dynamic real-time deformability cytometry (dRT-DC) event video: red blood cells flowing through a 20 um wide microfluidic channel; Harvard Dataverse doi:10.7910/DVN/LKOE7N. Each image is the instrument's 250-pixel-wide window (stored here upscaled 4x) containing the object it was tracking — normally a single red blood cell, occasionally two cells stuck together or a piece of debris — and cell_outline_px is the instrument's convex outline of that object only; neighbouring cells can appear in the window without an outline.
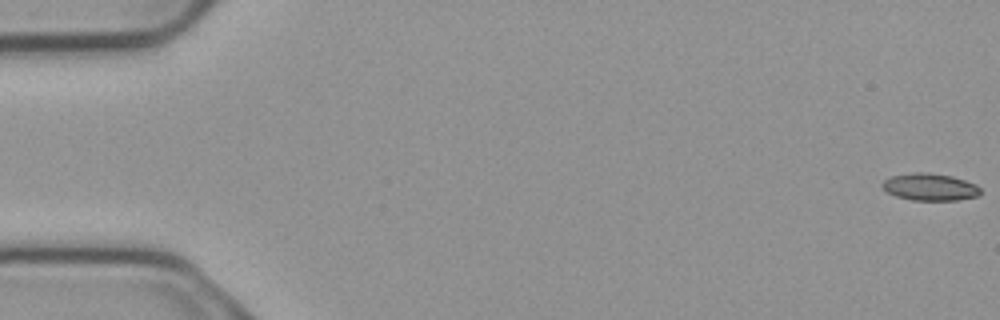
{"species": "common noctule bat (a hibernating species)", "species_latin": "Nyctalus noctula", "temperature_condition": "cold", "stored_images_in_passage": 7, "camera_frame_rate_fps": 3000, "um_per_image_px": 0.085, "animal": {"sex": "male", "body_mass_g": 23.1, "forearm_length_mm": 52.7}, "frame": {"image": 1, "passage_image": 1, "time_ms": 0.0, "image_size_px": [1000, 320], "cell_outline_px": [[980, 196], [956, 200], [912, 200], [896, 196], [888, 192], [880, 184], [884, 180], [892, 176], [916, 172], [924, 172], [952, 176], [976, 184], [980, 188]], "centroid_in_image_um": [79.06, 15.9], "position_along_channel_um": 5.9, "area_um2": 15.43}}
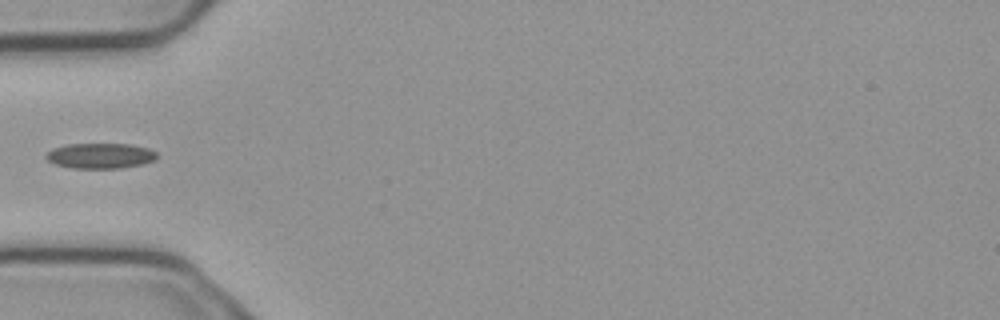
{"frame": {"image": 2, "passage_image": 6, "time_ms": 1.667, "image_size_px": [1000, 320], "cell_outline_px": [[156, 160], [144, 164], [120, 168], [72, 168], [56, 164], [48, 160], [44, 156], [52, 148], [68, 144], [128, 144], [148, 148], [156, 152]], "centroid_in_image_um": [8.53, 13.24], "position_along_channel_um": 76.5, "area_um2": 16.36}}
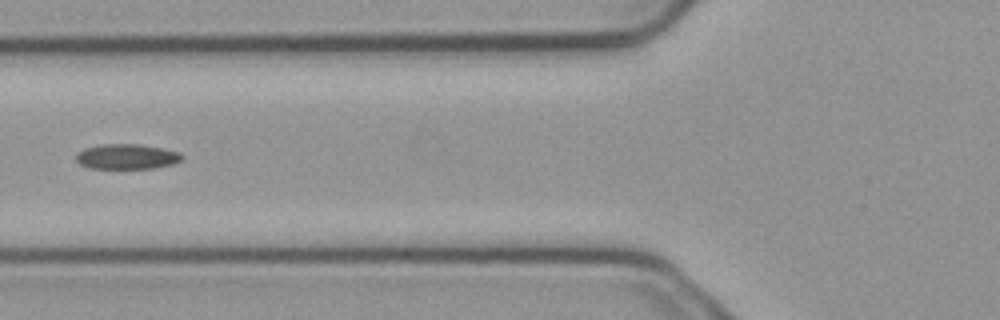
{"frame": {"image": 3, "passage_image": 7, "time_ms": 2.0, "image_size_px": [1000, 320], "cell_outline_px": [[184, 156], [180, 160], [172, 164], [152, 168], [88, 168], [80, 164], [76, 160], [76, 152], [84, 148], [104, 144], [140, 144], [164, 148], [180, 152]], "centroid_in_image_um": [10.77, 13.3], "position_along_channel_um": 115.0, "area_um2": 15.55}}